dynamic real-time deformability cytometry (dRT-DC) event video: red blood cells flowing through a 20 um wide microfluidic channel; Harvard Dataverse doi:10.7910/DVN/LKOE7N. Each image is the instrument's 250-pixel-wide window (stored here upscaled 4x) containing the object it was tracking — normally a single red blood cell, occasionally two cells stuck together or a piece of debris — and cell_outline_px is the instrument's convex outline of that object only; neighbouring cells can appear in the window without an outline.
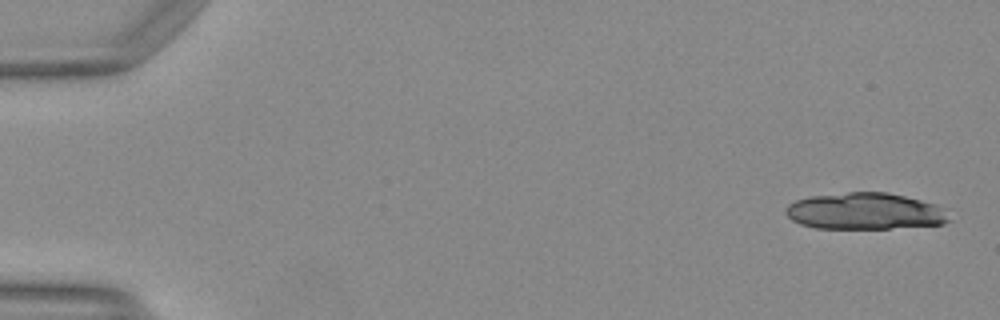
{"species": "Egyptian fruit bat (a non-hibernating species)", "species_latin": "Rousettus aegyptiacus", "temperature_condition": "warm", "stored_images_in_passage": 27, "camera_frame_rate_fps": 3000, "um_per_image_px": 0.085, "animal": {"sex": "female"}, "frame": {"image": 1, "passage_image": 1, "time_ms": 0.0, "image_size_px": [1000, 320], "cell_outline_px": [[952, 220], [944, 224], [888, 228], [816, 228], [800, 224], [792, 220], [788, 216], [788, 204], [796, 200], [812, 196], [848, 192], [888, 192], [936, 204]], "centroid_in_image_um": [73.53, 17.95], "position_along_channel_um": 11.5, "area_um2": 34.45}}
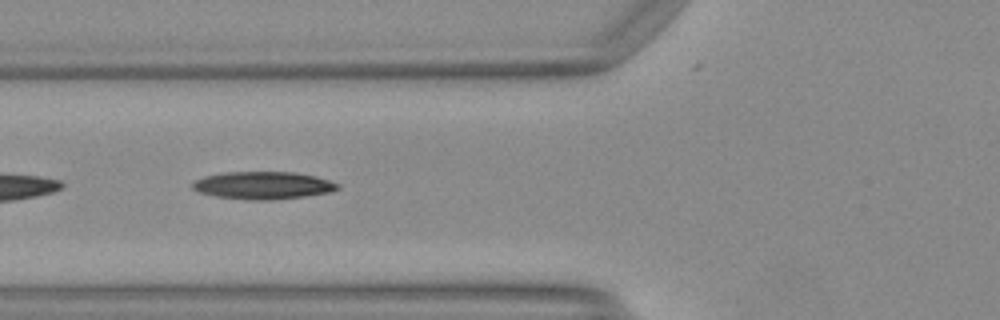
{"frame": {"image": 2, "passage_image": 19, "time_ms": 6.0, "image_size_px": [1000, 320], "cell_outline_px": [[340, 188], [328, 192], [304, 196], [272, 200], [248, 200], [216, 196], [200, 192], [192, 188], [192, 184], [196, 180], [204, 176], [220, 172], [296, 172], [316, 176], [340, 184]], "centroid_in_image_um": [22.35, 15.75], "position_along_channel_um": 103.4, "area_um2": 23.29}}